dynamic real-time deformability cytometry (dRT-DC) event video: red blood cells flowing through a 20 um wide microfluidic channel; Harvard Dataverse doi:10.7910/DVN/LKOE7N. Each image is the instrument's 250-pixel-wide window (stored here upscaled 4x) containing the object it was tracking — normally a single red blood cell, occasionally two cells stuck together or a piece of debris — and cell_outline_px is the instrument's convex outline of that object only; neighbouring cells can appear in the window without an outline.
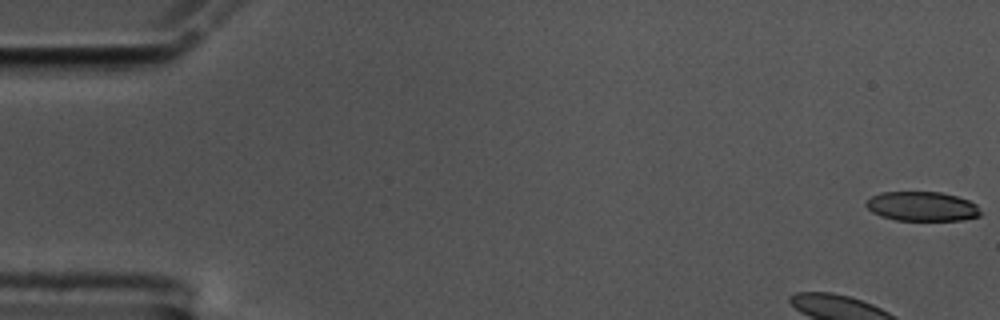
{"species": "common noctule bat (a hibernating species)", "species_latin": "Nyctalus noctula", "temperature_condition": "cold", "stored_images_in_passage": 56, "camera_frame_rate_fps": 3000, "um_per_image_px": 0.085, "animal": {"sex": "male", "body_mass_g": 17.5, "forearm_length_mm": 52.3}, "frame": {"image": 1, "passage_image": 1, "time_ms": 0.0, "image_size_px": [1000, 320], "cell_outline_px": [[980, 216], [964, 220], [896, 220], [880, 216], [872, 212], [864, 204], [872, 196], [880, 192], [940, 192], [956, 196], [968, 200], [976, 204], [980, 212]], "centroid_in_image_um": [78.36, 17.54], "position_along_channel_um": 6.6, "area_um2": 19.59}}
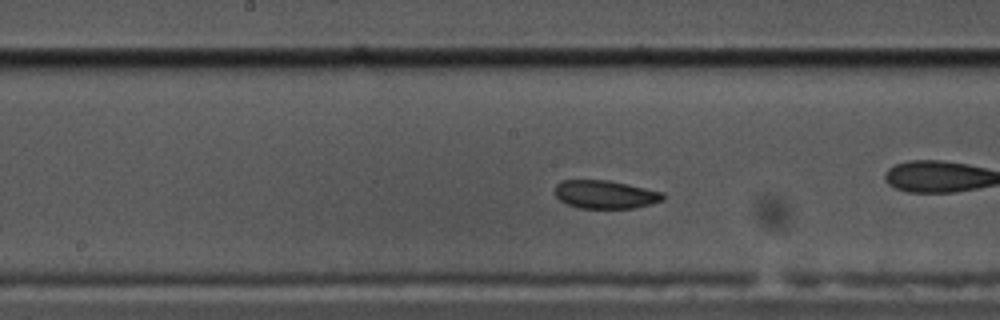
{"frame": {"image": 2, "passage_image": 27, "time_ms": 8.667, "image_size_px": [1000, 320], "cell_outline_px": [[664, 200], [632, 208], [580, 208], [568, 204], [560, 200], [552, 192], [556, 184], [560, 180], [608, 180], [628, 184], [664, 192]], "centroid_in_image_um": [51.41, 16.51], "position_along_channel_um": 196.8, "area_um2": 17.86}}
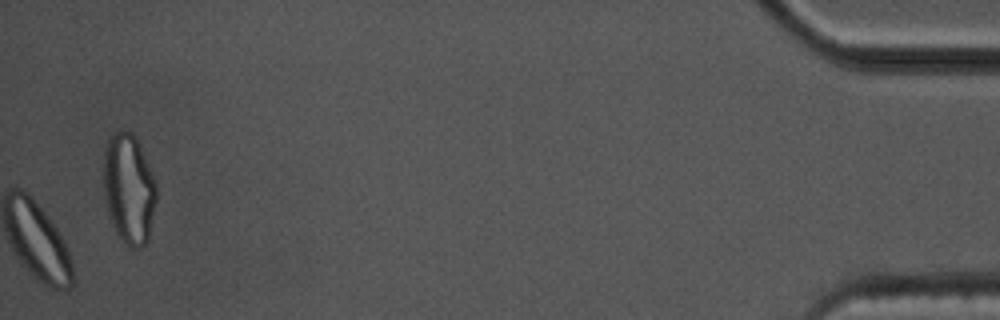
{"frame": {"image": 3, "passage_image": 56, "time_ms": 18.333, "image_size_px": [1000, 320], "cell_outline_px": [[156, 200], [148, 240], [140, 248], [128, 248], [124, 244], [116, 232], [112, 224], [108, 212], [104, 196], [104, 148], [108, 140], [116, 132], [124, 128], [132, 132], [136, 136], [156, 180]], "centroid_in_image_um": [10.96, 16.04], "position_along_channel_um": 424.2, "area_um2": 34.22}, "authors_computed_cell_mechanics": {"area_um2": 19.1029, "velocity_mm_per_s": 3.4742, "shape_relaxation_time_tau1_ms": 3.9368, "shape_relaxation_time_tau2_ms": 8.5958, "deformation_change_tau1": 0.0856, "deformation_change_tau2": 0.0969}}